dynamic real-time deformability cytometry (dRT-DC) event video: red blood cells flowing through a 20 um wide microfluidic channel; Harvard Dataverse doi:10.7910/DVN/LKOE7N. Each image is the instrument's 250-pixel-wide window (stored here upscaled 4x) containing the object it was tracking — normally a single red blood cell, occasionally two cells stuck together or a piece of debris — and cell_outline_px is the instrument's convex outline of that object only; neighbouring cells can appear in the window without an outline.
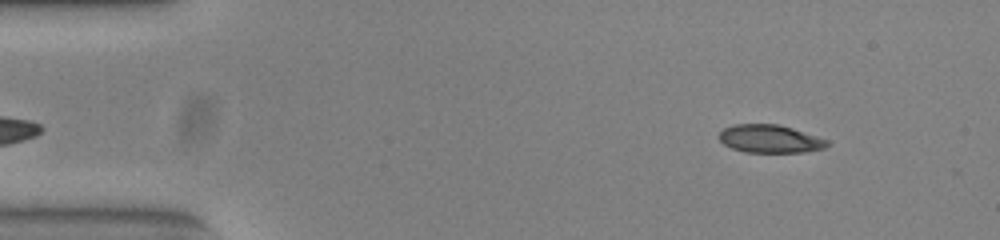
{"species": "common noctule bat (a hibernating species)", "species_latin": "Nyctalus noctula", "temperature_condition": "warm", "stored_images_in_passage": 51, "camera_frame_rate_fps": 3000, "um_per_image_px": 0.085, "animal": {"sex": "female", "body_mass_g": 23.0, "forearm_length_mm": 53.4}, "frame": {"image": 1, "passage_image": 4, "time_ms": 1.0, "image_size_px": [1000, 240], "cell_outline_px": [[832, 144], [824, 148], [804, 152], [744, 152], [732, 148], [724, 144], [716, 136], [724, 128], [732, 124], [780, 124], [828, 140]], "centroid_in_image_um": [65.43, 11.8], "position_along_channel_um": 19.6, "area_um2": 17.74}}
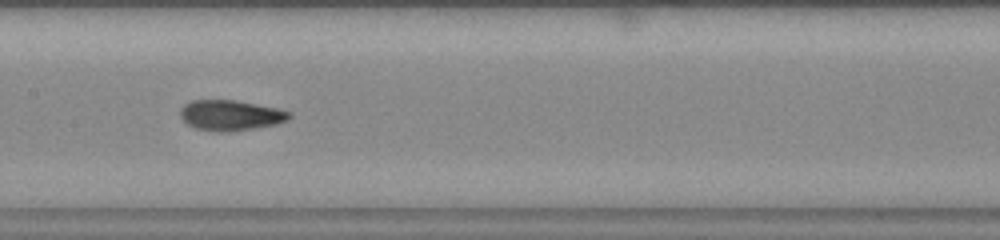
{"frame": {"image": 2, "passage_image": 24, "time_ms": 7.667, "image_size_px": [1000, 240], "cell_outline_px": [[292, 116], [288, 120], [276, 124], [252, 128], [224, 132], [216, 132], [196, 128], [188, 124], [180, 116], [180, 108], [184, 104], [192, 100], [236, 100], [276, 108], [292, 112]], "centroid_in_image_um": [19.59, 9.79], "position_along_channel_um": 187.8, "area_um2": 19.25}}
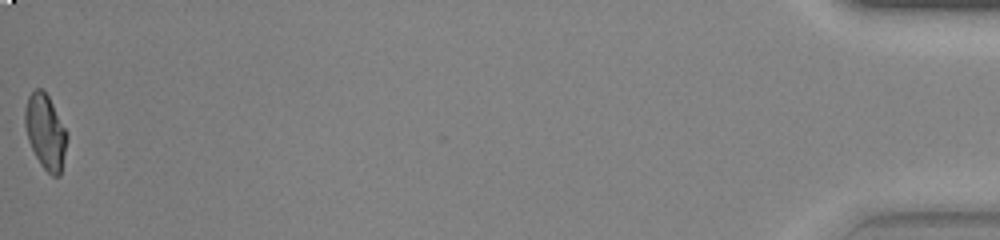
{"frame": {"image": 3, "passage_image": 51, "time_ms": 16.667, "image_size_px": [1000, 240], "cell_outline_px": [[68, 140], [60, 176], [52, 176], [40, 164], [28, 140], [24, 124], [24, 108], [28, 96], [36, 88], [40, 88], [48, 96], [68, 132]], "centroid_in_image_um": [3.87, 11.2], "position_along_channel_um": 431.3, "area_um2": 18.44}, "authors_computed_cell_mechanics": {"area_um2": 18.785, "velocity_mm_per_s": 3.856, "shape_relaxation_time_tau1_ms": 11.2807, "shape_relaxation_time_tau2_ms": 1.2407, "deformation_change_tau1": 0.3392, "deformation_change_tau2": 0.06}}